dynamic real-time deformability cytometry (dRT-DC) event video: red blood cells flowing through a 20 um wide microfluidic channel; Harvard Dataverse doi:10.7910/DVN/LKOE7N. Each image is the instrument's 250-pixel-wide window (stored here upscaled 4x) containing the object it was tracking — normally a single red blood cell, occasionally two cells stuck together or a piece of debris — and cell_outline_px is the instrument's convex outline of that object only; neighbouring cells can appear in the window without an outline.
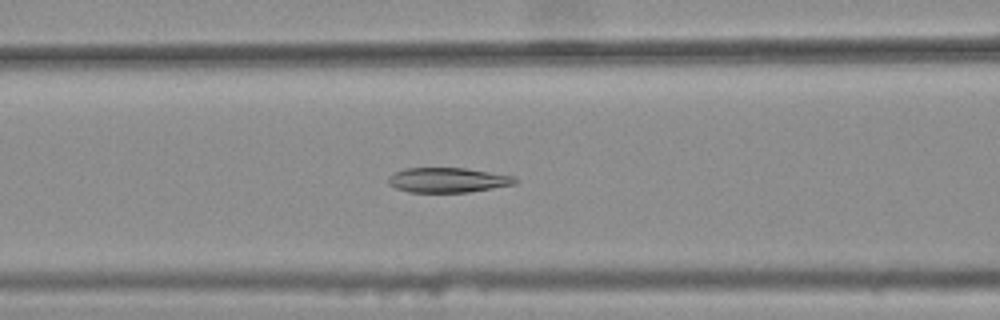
{"species": "common noctule bat (a hibernating species)", "species_latin": "Nyctalus noctula", "temperature_condition": "warm", "stored_images_in_passage": 38, "camera_frame_rate_fps": 3000, "um_per_image_px": 0.085, "animal": {"sex": "female", "body_mass_g": 25.1}, "frame": {"image": 1, "passage_image": 15, "time_ms": 4.667, "image_size_px": [1000, 320], "cell_outline_px": [[520, 180], [516, 184], [468, 192], [408, 192], [396, 188], [388, 184], [388, 176], [404, 168], [464, 168], [516, 176]], "centroid_in_image_um": [38.09, 15.3], "position_along_channel_um": 128.5, "area_um2": 18.44}}
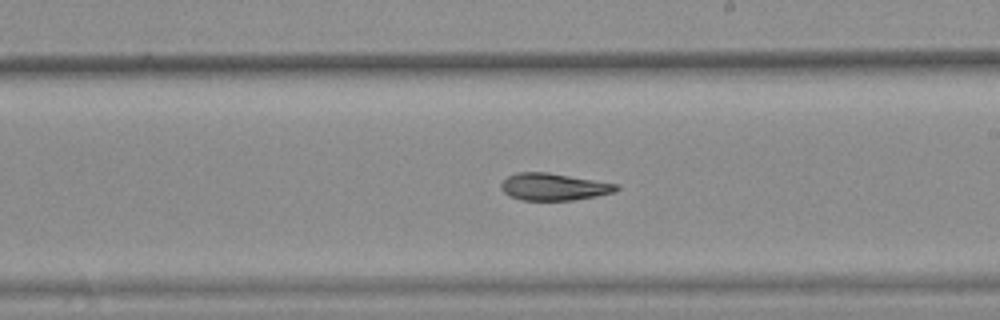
{"frame": {"image": 2, "passage_image": 24, "time_ms": 7.667, "image_size_px": [1000, 320], "cell_outline_px": [[620, 188], [616, 192], [596, 196], [572, 200], [520, 200], [508, 196], [500, 188], [500, 184], [508, 176], [520, 172], [548, 172], [620, 184]], "centroid_in_image_um": [47.09, 15.88], "position_along_channel_um": 241.9, "area_um2": 18.38}}
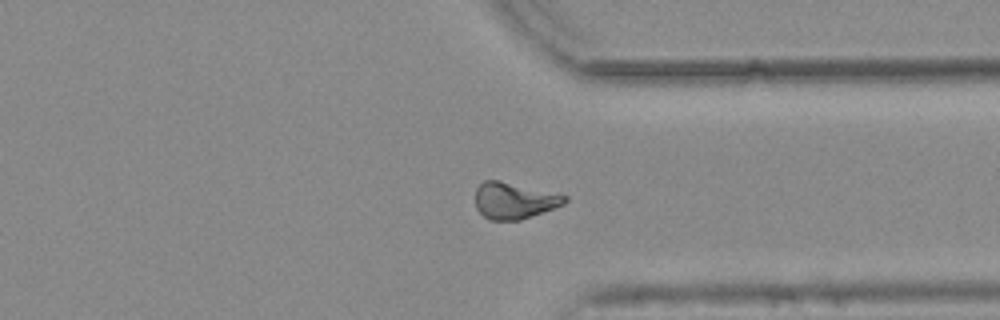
{"frame": {"image": 3, "passage_image": 34, "time_ms": 11.0, "image_size_px": [1000, 320], "cell_outline_px": [[568, 200], [564, 204], [532, 216], [520, 220], [492, 220], [484, 216], [476, 208], [476, 188], [484, 180], [500, 180], [568, 196]], "centroid_in_image_um": [43.7, 17.05], "position_along_channel_um": 367.7, "area_um2": 18.84}, "authors_computed_cell_mechanics": {"area_um2": 19.1029, "velocity_mm_per_s": 3.7926, "shape_relaxation_time_tau1_ms": null, "shape_relaxation_time_tau2_ms": 7.8608, "deformation_change_tau1": null, "deformation_change_tau2": 0.1096}}